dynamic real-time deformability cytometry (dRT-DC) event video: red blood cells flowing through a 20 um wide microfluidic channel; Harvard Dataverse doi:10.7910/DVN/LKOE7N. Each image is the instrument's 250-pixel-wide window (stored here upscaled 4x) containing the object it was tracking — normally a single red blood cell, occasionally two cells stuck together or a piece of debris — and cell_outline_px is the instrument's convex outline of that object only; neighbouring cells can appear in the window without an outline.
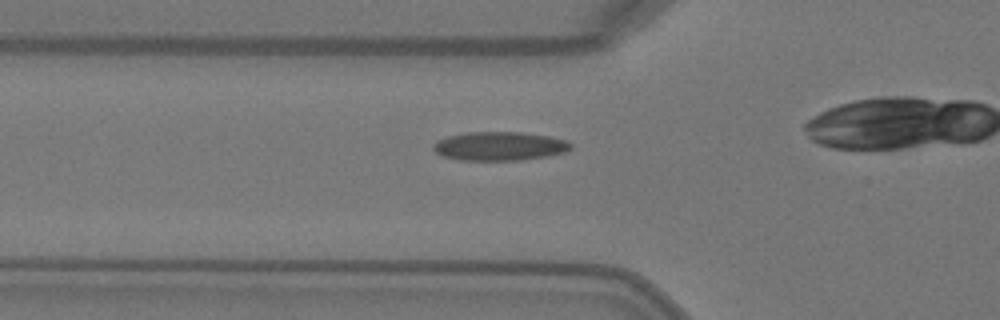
{"species": "Egyptian fruit bat (a non-hibernating species)", "species_latin": "Rousettus aegyptiacus", "temperature_condition": "warm", "stored_images_in_passage": 22, "camera_frame_rate_fps": 3000, "um_per_image_px": 0.085, "animal": {"sex": "female"}, "frame": {"image": 1, "passage_image": 14, "time_ms": 4.333, "image_size_px": [1000, 320], "cell_outline_px": [[572, 148], [564, 152], [548, 156], [520, 160], [460, 160], [444, 156], [436, 152], [432, 148], [432, 144], [436, 140], [448, 136], [468, 132], [520, 132], [548, 136], [564, 140], [572, 144]], "centroid_in_image_um": [42.43, 12.42], "position_along_channel_um": 83.4, "area_um2": 23.0}}
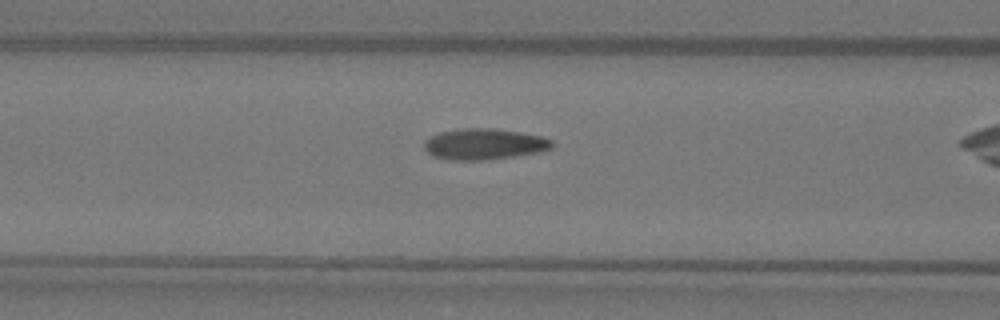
{"frame": {"image": 2, "passage_image": 17, "time_ms": 5.333, "image_size_px": [1000, 320], "cell_outline_px": [[556, 144], [552, 148], [540, 152], [484, 160], [444, 160], [432, 156], [424, 148], [424, 140], [440, 132], [460, 128], [492, 128], [520, 132], [540, 136], [552, 140]], "centroid_in_image_um": [41.14, 12.25], "position_along_channel_um": 125.5, "area_um2": 23.24}}
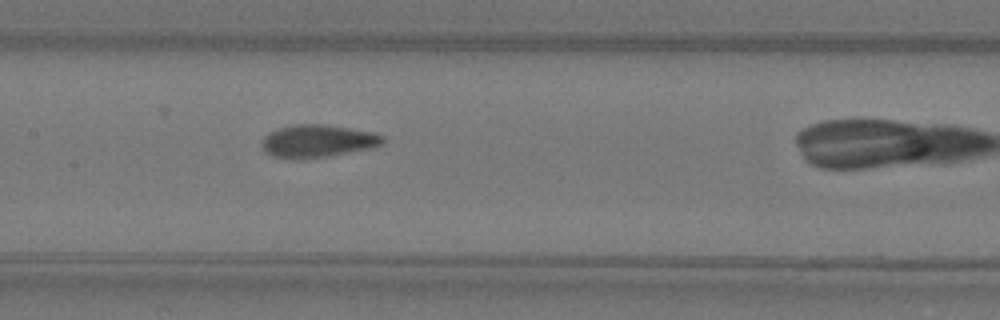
{"frame": {"image": 3, "passage_image": 21, "time_ms": 6.667, "image_size_px": [1000, 320], "cell_outline_px": [[384, 144], [376, 148], [328, 156], [296, 160], [292, 160], [272, 156], [264, 152], [264, 136], [268, 132], [292, 124], [328, 124], [376, 132], [384, 136]], "centroid_in_image_um": [27.07, 11.99], "position_along_channel_um": 180.3, "area_um2": 23.58}}